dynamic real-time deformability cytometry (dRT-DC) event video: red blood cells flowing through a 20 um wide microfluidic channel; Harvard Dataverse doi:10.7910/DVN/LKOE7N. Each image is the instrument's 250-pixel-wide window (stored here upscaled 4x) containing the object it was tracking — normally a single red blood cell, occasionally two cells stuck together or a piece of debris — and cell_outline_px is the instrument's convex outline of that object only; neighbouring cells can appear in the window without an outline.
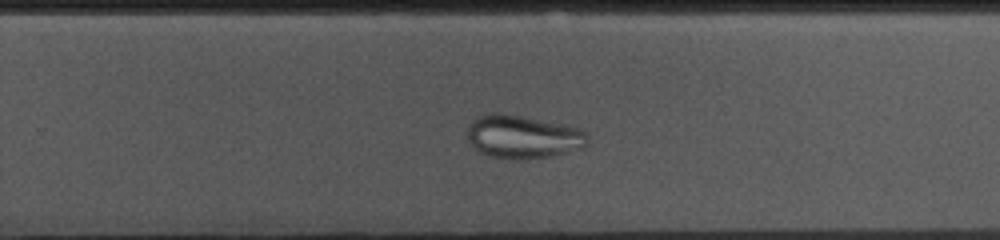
{"species": "common noctule bat (a hibernating species)", "species_latin": "Nyctalus noctula", "temperature_condition": "cold", "stored_images_in_passage": 32, "camera_frame_rate_fps": 3000, "um_per_image_px": 0.085, "animal": {"sex": "female", "body_mass_g": 10.0, "forearm_length_mm": 53.1}, "frame": {"image": 1, "passage_image": 23, "time_ms": 7.333, "image_size_px": [1000, 240], "cell_outline_px": [[588, 144], [580, 148], [552, 156], [528, 160], [524, 160], [488, 156], [480, 152], [468, 140], [468, 124], [472, 120], [480, 116], [492, 112], [496, 112], [520, 116], [564, 124], [580, 128], [588, 136]], "centroid_in_image_um": [44.45, 11.63], "position_along_channel_um": 285.4, "area_um2": 30.29}}